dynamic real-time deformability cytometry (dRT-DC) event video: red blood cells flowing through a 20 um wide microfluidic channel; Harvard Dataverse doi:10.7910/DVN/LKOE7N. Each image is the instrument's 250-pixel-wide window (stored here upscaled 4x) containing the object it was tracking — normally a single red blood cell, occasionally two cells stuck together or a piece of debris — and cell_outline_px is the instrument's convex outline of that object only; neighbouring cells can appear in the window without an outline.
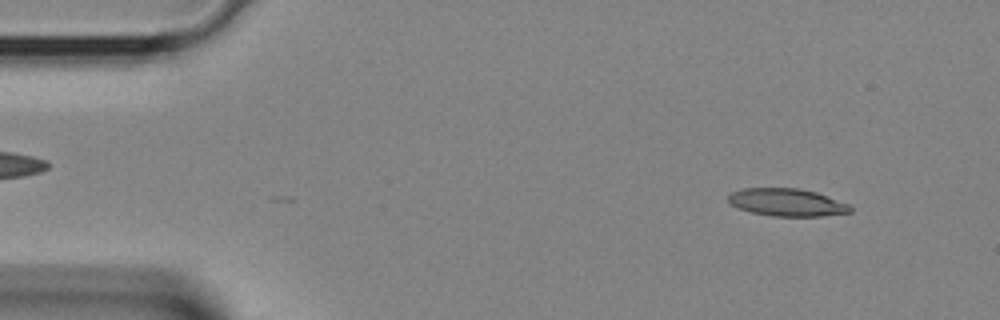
{"species": "Egyptian fruit bat (a non-hibernating species)", "species_latin": "Rousettus aegyptiacus", "temperature_condition": "room temperature", "stored_images_in_passage": 9, "camera_frame_rate_fps": 3000, "um_per_image_px": 0.085, "animal": {"sex": "female"}, "frame": {"image": 1, "passage_image": 3, "time_ms": 0.667, "image_size_px": [1000, 320], "cell_outline_px": [[852, 212], [820, 216], [772, 216], [752, 212], [736, 208], [728, 200], [728, 196], [732, 192], [744, 188], [800, 188], [816, 192], [848, 204], [852, 208]], "centroid_in_image_um": [66.88, 17.2], "position_along_channel_um": 18.1, "area_um2": 19.54}}